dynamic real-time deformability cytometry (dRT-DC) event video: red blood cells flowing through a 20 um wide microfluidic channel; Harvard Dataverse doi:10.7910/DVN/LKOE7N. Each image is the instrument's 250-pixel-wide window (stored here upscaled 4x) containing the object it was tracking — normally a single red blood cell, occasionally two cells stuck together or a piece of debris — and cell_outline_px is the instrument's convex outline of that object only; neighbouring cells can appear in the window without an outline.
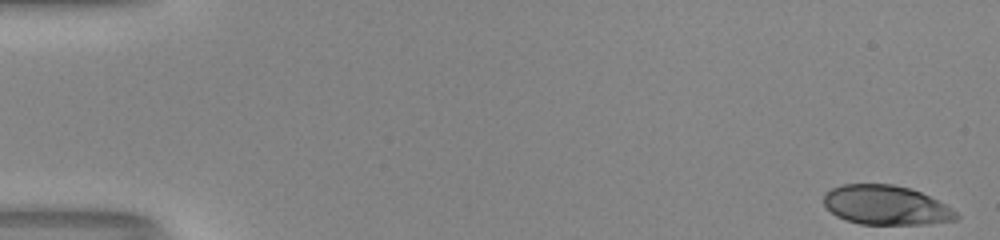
{"species": "human", "species_latin": "Homo sapiens", "temperature_condition": "room temperature", "stored_images_in_passage": 51, "camera_frame_rate_fps": 3000, "um_per_image_px": 0.085, "donor": {"sex": "male"}, "frame": {"image": 1, "passage_image": 1, "time_ms": 0.0, "image_size_px": [1000, 240], "cell_outline_px": [[960, 216], [956, 220], [924, 224], [860, 224], [844, 220], [836, 216], [824, 204], [824, 192], [832, 188], [844, 184], [892, 184], [908, 188], [920, 192], [952, 208]], "centroid_in_image_um": [75.29, 17.44], "position_along_channel_um": 9.7, "area_um2": 30.29}}
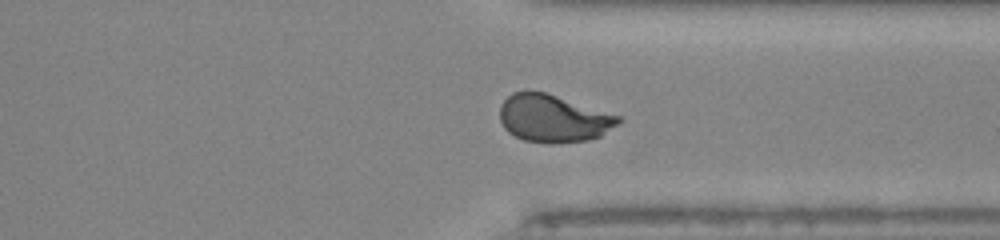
{"frame": {"image": 2, "passage_image": 39, "time_ms": 12.667, "image_size_px": [1000, 240], "cell_outline_px": [[624, 120], [620, 124], [600, 136], [588, 140], [524, 140], [508, 132], [504, 128], [500, 120], [500, 104], [512, 92], [544, 92], [624, 116]], "centroid_in_image_um": [47.09, 10.02], "position_along_channel_um": 364.3, "area_um2": 32.19}}
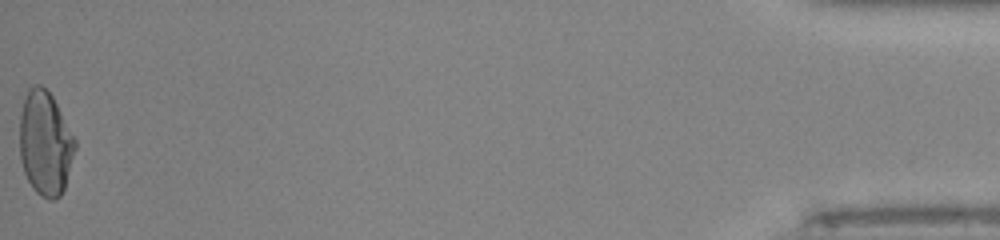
{"frame": {"image": 3, "passage_image": 51, "time_ms": 16.667, "image_size_px": [1000, 240], "cell_outline_px": [[76, 148], [64, 188], [60, 196], [52, 200], [48, 200], [40, 196], [32, 188], [24, 172], [20, 160], [20, 112], [28, 88], [36, 84], [40, 84], [52, 96], [76, 140]], "centroid_in_image_um": [3.83, 12.2], "position_along_channel_um": 431.4, "area_um2": 33.64}, "authors_computed_cell_mechanics": {"area_um2": 32.7726, "velocity_mm_per_s": 4.142, "shape_relaxation_time_tau1_ms": 6.268, "shape_relaxation_time_tau2_ms": 0.8644, "deformation_change_tau1": 0.2258, "deformation_change_tau2": 0.0602}}